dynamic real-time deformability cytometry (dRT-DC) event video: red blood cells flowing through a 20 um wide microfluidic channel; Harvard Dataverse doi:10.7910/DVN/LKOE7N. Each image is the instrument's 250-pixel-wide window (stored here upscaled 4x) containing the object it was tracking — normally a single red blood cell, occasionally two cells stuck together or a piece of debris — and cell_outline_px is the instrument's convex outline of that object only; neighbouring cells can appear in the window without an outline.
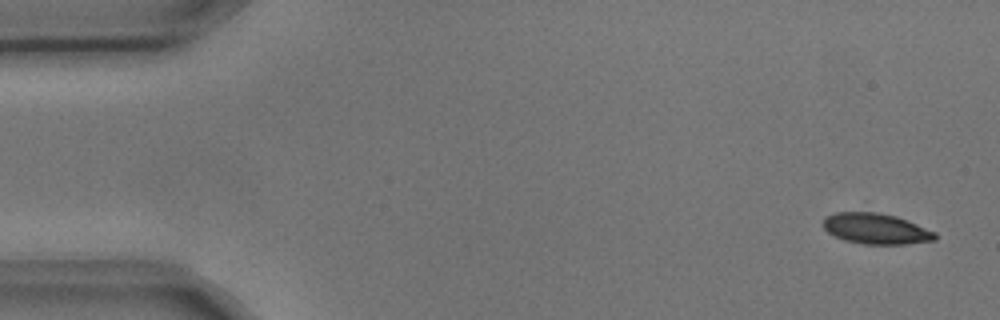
{"species": "common noctule bat (a hibernating species)", "species_latin": "Nyctalus noctula", "temperature_condition": "cold", "stored_images_in_passage": 4, "camera_frame_rate_fps": 3000, "um_per_image_px": 0.085, "animal": {"sex": "male", "body_mass_g": 17.9, "forearm_length_mm": 54.2}, "frame": {"image": 1, "passage_image": 1, "time_ms": 0.0, "image_size_px": [1000, 320], "cell_outline_px": [[936, 240], [904, 244], [864, 244], [844, 240], [828, 232], [824, 228], [824, 216], [836, 212], [876, 212], [896, 216], [908, 220], [936, 232]], "centroid_in_image_um": [74.47, 19.43], "position_along_channel_um": 10.5, "area_um2": 20.0}}